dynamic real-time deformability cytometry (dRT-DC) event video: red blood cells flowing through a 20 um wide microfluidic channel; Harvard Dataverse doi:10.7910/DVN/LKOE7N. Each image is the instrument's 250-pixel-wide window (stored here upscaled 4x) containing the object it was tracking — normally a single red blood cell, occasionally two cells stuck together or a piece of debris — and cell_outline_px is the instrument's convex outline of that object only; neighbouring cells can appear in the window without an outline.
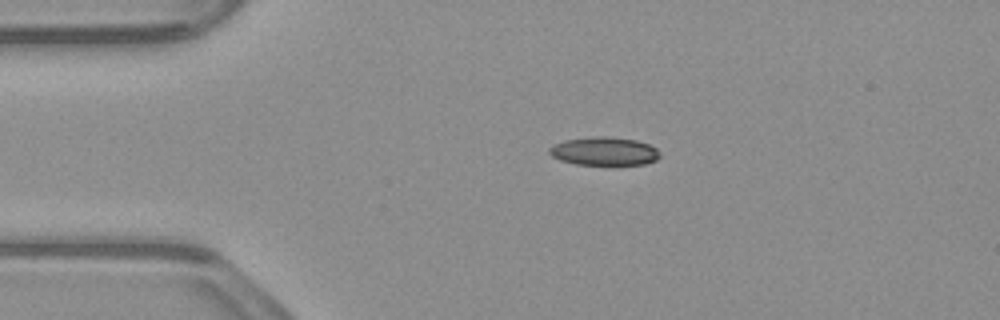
{"species": "common noctule bat (a hibernating species)", "species_latin": "Nyctalus noctula", "temperature_condition": "warm", "stored_images_in_passage": 42, "camera_frame_rate_fps": 3000, "um_per_image_px": 0.085, "animal": {"sex": "male", "body_mass_g": 23.1, "forearm_length_mm": 52.7}, "frame": {"image": 1, "passage_image": 6, "time_ms": 1.667, "image_size_px": [1000, 320], "cell_outline_px": [[660, 156], [656, 160], [644, 164], [576, 164], [560, 160], [552, 156], [548, 152], [548, 148], [552, 144], [564, 140], [596, 136], [604, 136], [636, 140], [648, 144], [656, 148], [660, 152]], "centroid_in_image_um": [51.33, 12.84], "position_along_channel_um": 33.7, "area_um2": 18.21}}
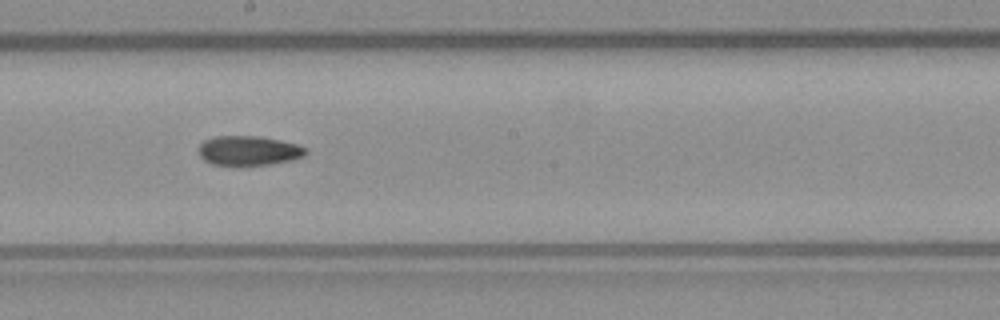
{"frame": {"image": 2, "passage_image": 24, "time_ms": 7.667, "image_size_px": [1000, 320], "cell_outline_px": [[308, 152], [304, 156], [292, 160], [272, 164], [244, 168], [212, 164], [204, 160], [200, 156], [200, 144], [204, 140], [212, 136], [260, 136], [280, 140], [296, 144], [308, 148]], "centroid_in_image_um": [21.15, 12.84], "position_along_channel_um": 227.1, "area_um2": 19.19}}
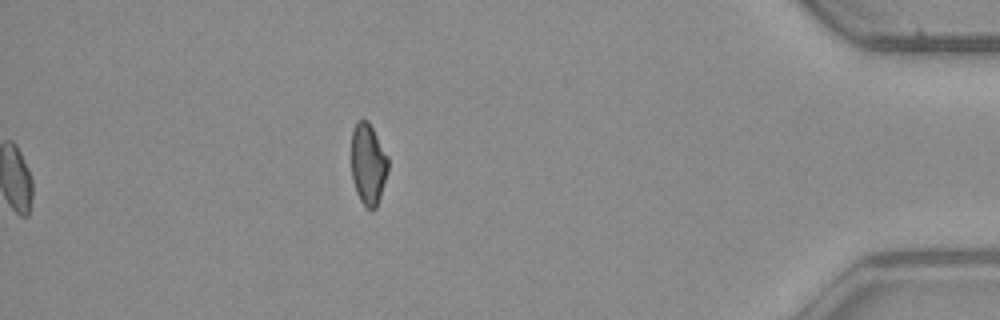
{"frame": {"image": 3, "passage_image": 42, "time_ms": 13.667, "image_size_px": [1000, 320], "cell_outline_px": [[388, 172], [376, 208], [368, 208], [360, 200], [356, 192], [352, 180], [352, 128], [356, 120], [368, 120], [388, 156]], "centroid_in_image_um": [31.29, 13.91], "position_along_channel_um": 403.9, "area_um2": 17.4}, "authors_computed_cell_mechanics": {"area_um2": 18.7272, "velocity_mm_per_s": 3.834, "shape_relaxation_time_tau1_ms": null, "shape_relaxation_time_tau2_ms": 9.4601, "deformation_change_tau1": null, "deformation_change_tau2": 0.1727}}